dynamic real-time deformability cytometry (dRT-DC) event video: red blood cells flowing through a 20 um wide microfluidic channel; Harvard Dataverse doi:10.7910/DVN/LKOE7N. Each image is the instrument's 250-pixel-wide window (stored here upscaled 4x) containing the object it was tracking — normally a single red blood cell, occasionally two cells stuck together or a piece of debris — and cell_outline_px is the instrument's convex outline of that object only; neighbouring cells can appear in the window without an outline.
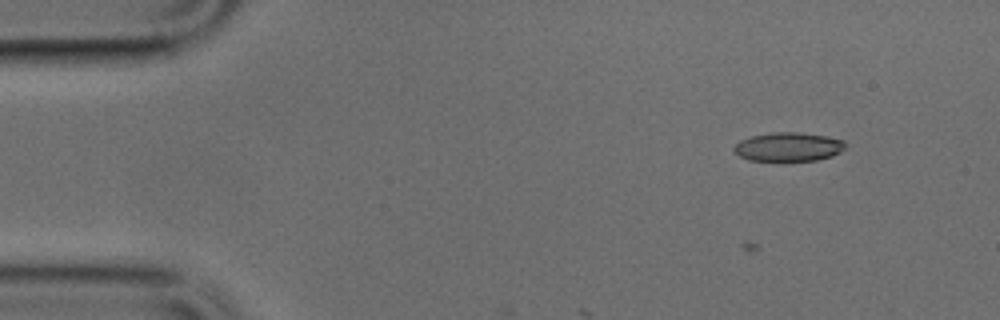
{"species": "common noctule bat (a hibernating species)", "species_latin": "Nyctalus noctula", "temperature_condition": "cold", "stored_images_in_passage": 4, "camera_frame_rate_fps": 3000, "um_per_image_px": 0.085, "animal": {"sex": "male", "body_mass_g": 17.9, "forearm_length_mm": 54.2}, "frame": {"image": 1, "passage_image": 4, "time_ms": 1.0, "image_size_px": [1000, 320], "cell_outline_px": [[844, 148], [840, 152], [832, 156], [816, 160], [780, 164], [748, 160], [740, 156], [732, 148], [740, 140], [752, 136], [772, 132], [796, 132], [828, 136], [844, 140]], "centroid_in_image_um": [66.99, 12.53], "position_along_channel_um": 18.0, "area_um2": 19.54}}